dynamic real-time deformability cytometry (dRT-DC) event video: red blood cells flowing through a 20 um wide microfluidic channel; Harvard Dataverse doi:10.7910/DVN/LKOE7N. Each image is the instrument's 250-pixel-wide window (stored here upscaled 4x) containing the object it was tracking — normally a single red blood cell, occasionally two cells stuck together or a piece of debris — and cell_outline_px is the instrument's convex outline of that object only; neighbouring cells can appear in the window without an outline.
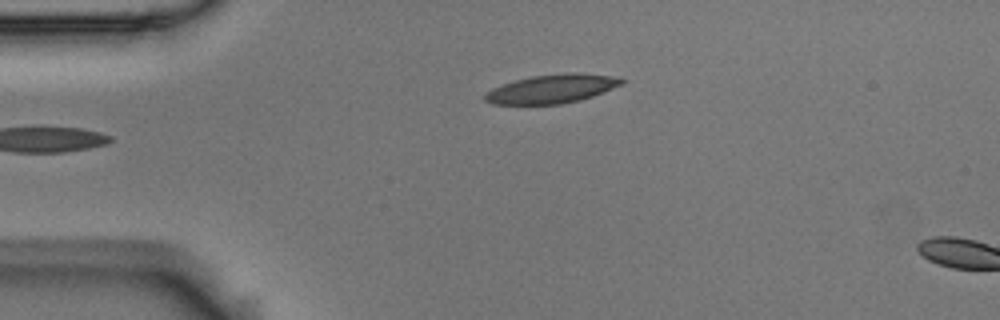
{"species": "Egyptian fruit bat (a non-hibernating species)", "species_latin": "Rousettus aegyptiacus", "temperature_condition": "room temperature", "stored_images_in_passage": 3, "camera_frame_rate_fps": 3000, "um_per_image_px": 0.085, "animal": {"sex": "male"}, "frame": {"image": 1, "passage_image": 3, "time_ms": 0.667, "image_size_px": [1000, 320], "cell_outline_px": [[624, 84], [592, 96], [580, 100], [560, 104], [492, 104], [484, 100], [484, 96], [492, 88], [516, 80], [532, 76], [568, 72], [576, 72], [612, 76], [624, 80]], "centroid_in_image_um": [46.92, 7.55], "position_along_channel_um": 38.1, "area_um2": 22.72}}